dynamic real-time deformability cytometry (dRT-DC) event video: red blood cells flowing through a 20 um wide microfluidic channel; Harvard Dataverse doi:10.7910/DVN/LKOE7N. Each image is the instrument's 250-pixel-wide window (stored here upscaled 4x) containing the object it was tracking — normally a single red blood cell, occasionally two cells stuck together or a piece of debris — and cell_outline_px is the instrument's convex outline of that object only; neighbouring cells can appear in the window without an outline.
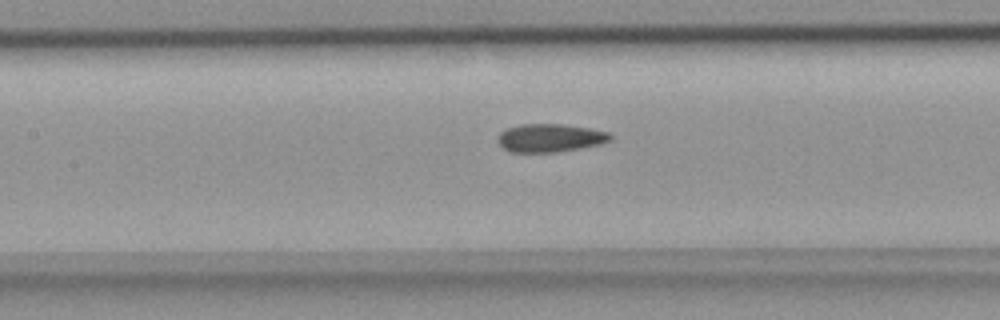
{"species": "common noctule bat (a hibernating species)", "species_latin": "Nyctalus noctula", "temperature_condition": "room temperature", "stored_images_in_passage": 34, "camera_frame_rate_fps": 3000, "um_per_image_px": 0.085, "animal": {"sex": "female", "body_mass_g": 18.4}, "frame": {"image": 1, "passage_image": 13, "time_ms": 4.0, "image_size_px": [1000, 320], "cell_outline_px": [[612, 140], [600, 144], [560, 152], [512, 152], [504, 148], [496, 140], [496, 136], [500, 132], [508, 128], [520, 124], [564, 124], [588, 128], [608, 132], [612, 136]], "centroid_in_image_um": [46.74, 11.72], "position_along_channel_um": 160.7, "area_um2": 18.55}}
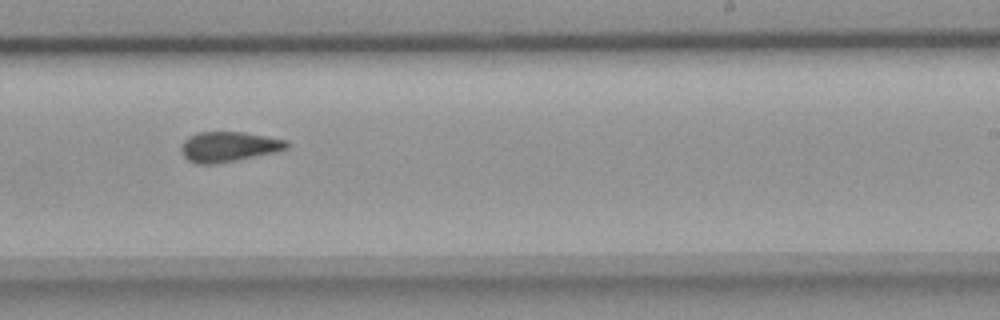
{"frame": {"image": 2, "passage_image": 21, "time_ms": 6.667, "image_size_px": [1000, 320], "cell_outline_px": [[288, 148], [276, 152], [216, 164], [196, 164], [188, 160], [184, 156], [180, 148], [184, 140], [188, 136], [200, 132], [244, 132], [288, 140]], "centroid_in_image_um": [19.43, 12.47], "position_along_channel_um": 269.6, "area_um2": 18.55}}
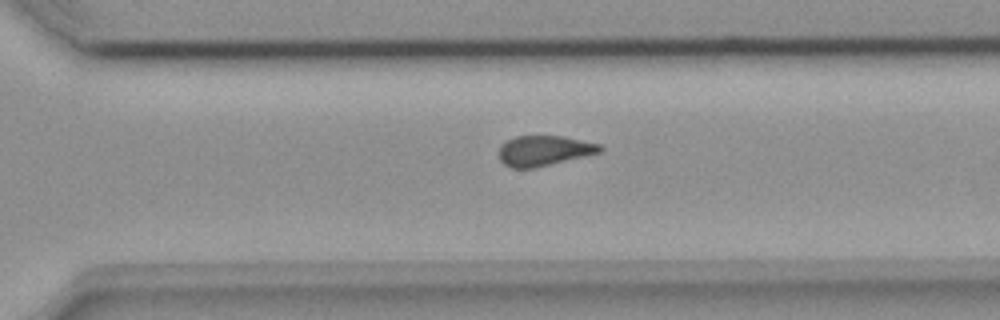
{"frame": {"image": 3, "passage_image": 25, "time_ms": 8.0, "image_size_px": [1000, 320], "cell_outline_px": [[604, 148], [600, 152], [536, 168], [512, 168], [504, 164], [500, 160], [500, 144], [516, 136], [564, 136], [600, 144]], "centroid_in_image_um": [46.24, 12.81], "position_along_channel_um": 324.4, "area_um2": 17.74}}